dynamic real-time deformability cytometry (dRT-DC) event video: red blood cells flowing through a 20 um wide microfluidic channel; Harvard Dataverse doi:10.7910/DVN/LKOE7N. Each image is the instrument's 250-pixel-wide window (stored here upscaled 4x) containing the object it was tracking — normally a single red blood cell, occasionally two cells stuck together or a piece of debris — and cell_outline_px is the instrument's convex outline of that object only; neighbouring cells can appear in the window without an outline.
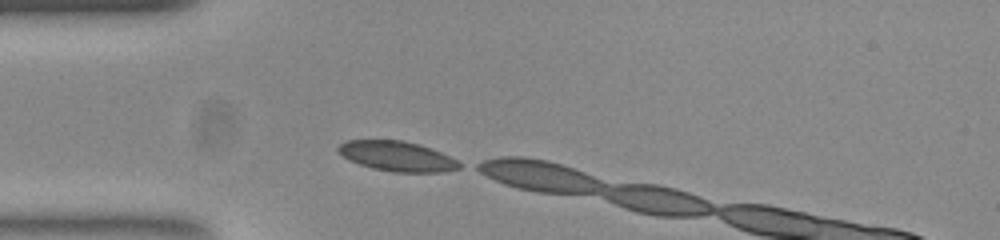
{"species": "common noctule bat (a hibernating species)", "species_latin": "Nyctalus noctula", "temperature_condition": "room temperature", "stored_images_in_passage": 3, "camera_frame_rate_fps": 3000, "um_per_image_px": 0.085, "animal": {"sex": "female", "body_mass_g": 23.0, "forearm_length_mm": 53.4}, "frame": {"image": 1, "passage_image": 1, "time_ms": 0.0, "image_size_px": [1000, 240], "cell_outline_px": [[464, 164], [460, 168], [440, 172], [392, 172], [372, 168], [348, 160], [336, 148], [340, 144], [348, 140], [404, 140], [420, 144], [432, 148]], "centroid_in_image_um": [33.77, 13.28], "position_along_channel_um": 51.2, "area_um2": 21.15}}